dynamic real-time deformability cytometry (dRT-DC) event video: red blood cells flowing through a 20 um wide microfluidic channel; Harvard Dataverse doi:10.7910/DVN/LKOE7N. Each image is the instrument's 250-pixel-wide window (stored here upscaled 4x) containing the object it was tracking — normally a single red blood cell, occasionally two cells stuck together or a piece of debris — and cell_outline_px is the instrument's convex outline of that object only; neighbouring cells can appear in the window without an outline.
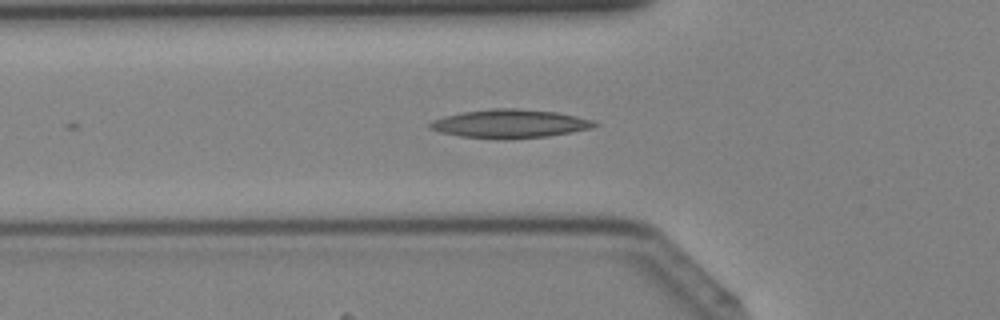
{"species": "Egyptian fruit bat (a non-hibernating species)", "species_latin": "Rousettus aegyptiacus", "temperature_condition": "cold", "stored_images_in_passage": 29, "camera_frame_rate_fps": 3000, "um_per_image_px": 0.085, "animal": {"sex": "female"}, "frame": {"image": 1, "passage_image": 13, "time_ms": 4.0, "image_size_px": [1000, 320], "cell_outline_px": [[600, 124], [592, 128], [548, 136], [508, 140], [500, 140], [460, 136], [440, 132], [428, 128], [428, 124], [432, 120], [444, 116], [464, 112], [492, 108], [516, 108], [556, 112], [596, 120]], "centroid_in_image_um": [43.34, 10.52], "position_along_channel_um": 82.5, "area_um2": 27.69}}
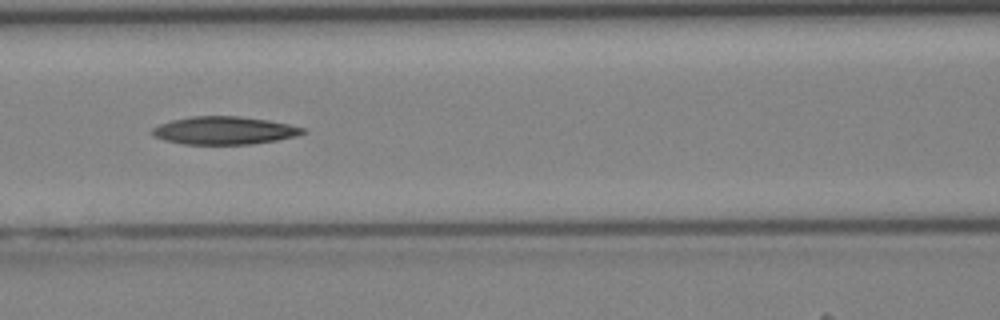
{"frame": {"image": 2, "passage_image": 17, "time_ms": 5.333, "image_size_px": [1000, 320], "cell_outline_px": [[308, 132], [296, 136], [276, 140], [252, 144], [184, 144], [164, 140], [152, 136], [152, 128], [160, 124], [172, 120], [192, 116], [240, 116], [268, 120], [308, 128]], "centroid_in_image_um": [19.09, 11.09], "position_along_channel_um": 147.5, "area_um2": 24.57}}
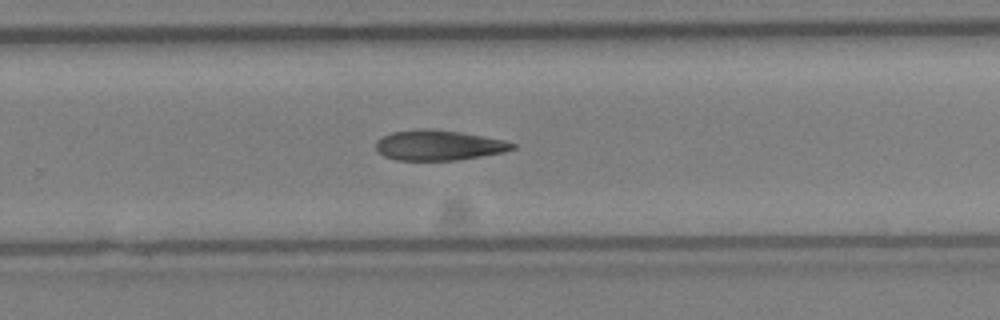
{"frame": {"image": 3, "passage_image": 26, "time_ms": 8.333, "image_size_px": [1000, 320], "cell_outline_px": [[516, 148], [504, 152], [456, 160], [396, 160], [384, 156], [376, 148], [376, 140], [392, 132], [416, 128], [432, 128], [460, 132], [484, 136], [504, 140], [516, 144]], "centroid_in_image_um": [37.28, 12.33], "position_along_channel_um": 292.5, "area_um2": 24.1}}